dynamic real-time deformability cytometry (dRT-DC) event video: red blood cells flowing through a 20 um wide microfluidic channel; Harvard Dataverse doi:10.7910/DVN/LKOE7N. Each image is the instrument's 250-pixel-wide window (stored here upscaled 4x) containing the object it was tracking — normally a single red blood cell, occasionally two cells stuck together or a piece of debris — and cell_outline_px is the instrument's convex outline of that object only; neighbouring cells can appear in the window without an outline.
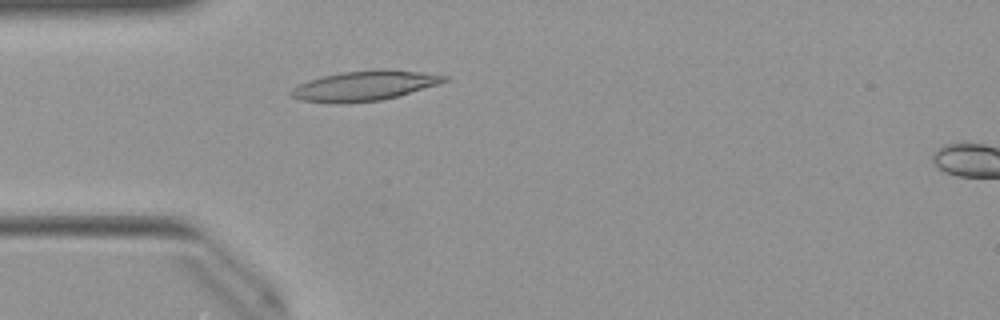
{"species": "Egyptian fruit bat (a non-hibernating species)", "species_latin": "Rousettus aegyptiacus", "temperature_condition": "warm", "stored_images_in_passage": 48, "camera_frame_rate_fps": 3000, "um_per_image_px": 0.085, "animal": {"sex": "female"}, "frame": {"image": 1, "passage_image": 11, "time_ms": 3.333, "image_size_px": [1000, 320], "cell_outline_px": [[448, 80], [440, 84], [396, 96], [380, 100], [300, 100], [292, 96], [288, 92], [292, 88], [308, 80], [324, 76], [344, 72], [372, 68], [388, 68], [420, 72], [448, 76]], "centroid_in_image_um": [31.07, 7.21], "position_along_channel_um": 53.9, "area_um2": 25.66}}
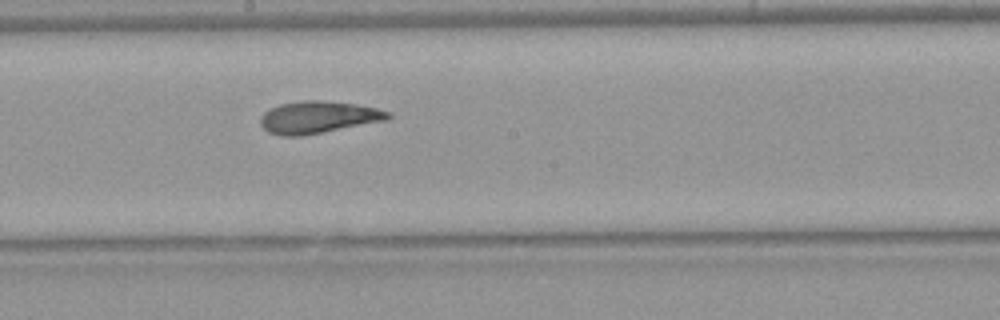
{"frame": {"image": 2, "passage_image": 24, "time_ms": 7.667, "image_size_px": [1000, 320], "cell_outline_px": [[392, 116], [388, 120], [300, 136], [280, 136], [268, 132], [260, 124], [260, 116], [264, 112], [280, 104], [300, 100], [320, 100], [356, 104], [376, 108], [392, 112]], "centroid_in_image_um": [27.05, 9.96], "position_along_channel_um": 221.1, "area_um2": 23.93}}
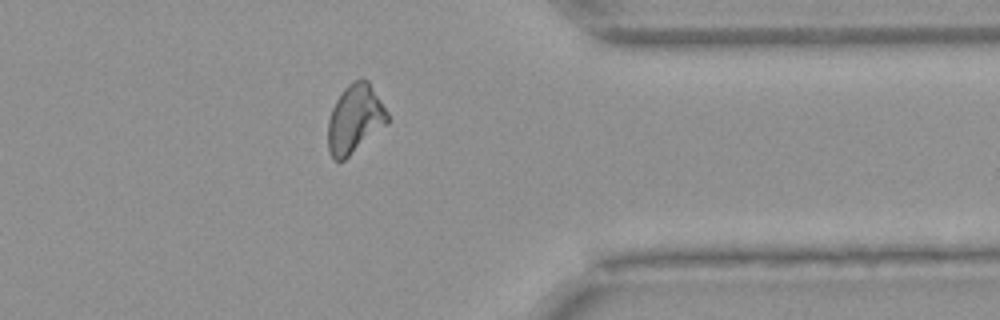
{"frame": {"image": 3, "passage_image": 37, "time_ms": 12.0, "image_size_px": [1000, 320], "cell_outline_px": [[388, 124], [344, 160], [332, 160], [328, 152], [328, 120], [332, 108], [336, 100], [344, 88], [348, 84], [356, 80], [368, 80], [388, 112]], "centroid_in_image_um": [30.16, 10.14], "position_along_channel_um": 381.2, "area_um2": 23.76}, "authors_computed_cell_mechanics": {"area_um2": 23.8425, "velocity_mm_per_s": 3.9957, "shape_relaxation_time_tau1_ms": 10.1003, "shape_relaxation_time_tau2_ms": 1.8665, "deformation_change_tau1": 0.2677, "deformation_change_tau2": 0.0904}}